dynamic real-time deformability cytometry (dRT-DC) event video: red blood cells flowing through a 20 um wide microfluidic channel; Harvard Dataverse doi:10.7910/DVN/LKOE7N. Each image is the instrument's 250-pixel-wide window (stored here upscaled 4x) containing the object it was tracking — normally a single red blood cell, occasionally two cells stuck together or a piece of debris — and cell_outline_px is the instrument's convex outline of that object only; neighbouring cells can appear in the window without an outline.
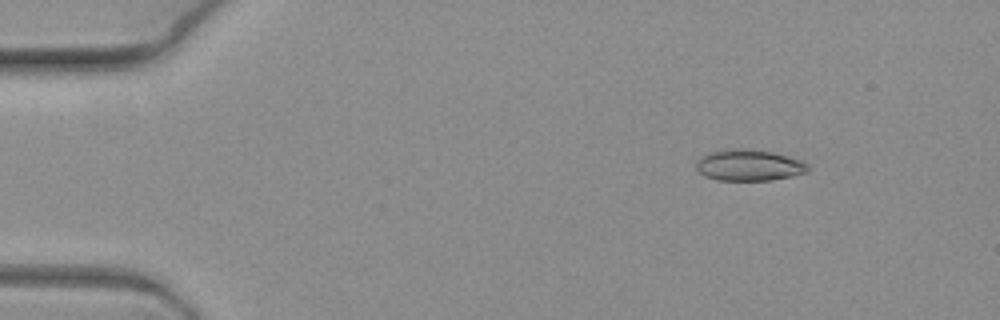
{"species": "common noctule bat (a hibernating species)", "species_latin": "Nyctalus noctula", "temperature_condition": "warm", "stored_images_in_passage": 7, "camera_frame_rate_fps": 3000, "um_per_image_px": 0.085, "animal": {"sex": "female", "body_mass_g": 19.3, "forearm_length_mm": 54.1}, "frame": {"image": 1, "passage_image": 3, "time_ms": 0.667, "image_size_px": [1000, 320], "cell_outline_px": [[808, 172], [792, 176], [772, 180], [716, 180], [704, 176], [696, 168], [696, 164], [700, 156], [724, 148], [748, 148], [772, 152], [800, 160], [808, 164]], "centroid_in_image_um": [63.64, 14.03], "position_along_channel_um": 21.4, "area_um2": 20.46}}
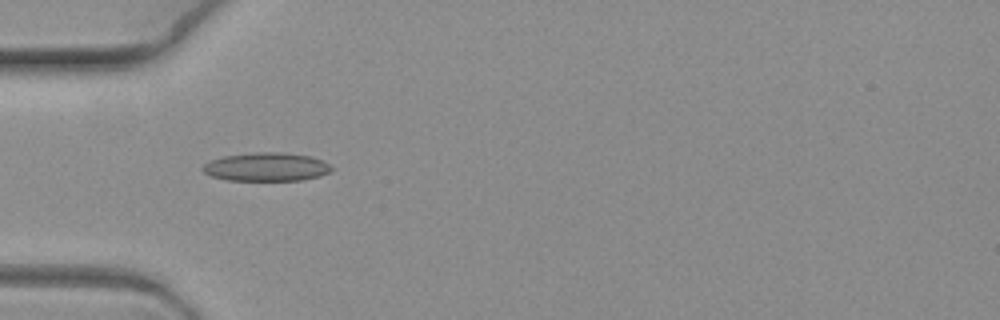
{"frame": {"image": 2, "passage_image": 6, "time_ms": 1.667, "image_size_px": [1000, 320], "cell_outline_px": [[332, 168], [328, 172], [320, 176], [300, 180], [228, 180], [212, 176], [204, 172], [200, 168], [204, 164], [212, 160], [224, 156], [252, 152], [284, 152], [312, 156], [328, 164]], "centroid_in_image_um": [22.63, 14.18], "position_along_channel_um": 62.4, "area_um2": 21.27}}